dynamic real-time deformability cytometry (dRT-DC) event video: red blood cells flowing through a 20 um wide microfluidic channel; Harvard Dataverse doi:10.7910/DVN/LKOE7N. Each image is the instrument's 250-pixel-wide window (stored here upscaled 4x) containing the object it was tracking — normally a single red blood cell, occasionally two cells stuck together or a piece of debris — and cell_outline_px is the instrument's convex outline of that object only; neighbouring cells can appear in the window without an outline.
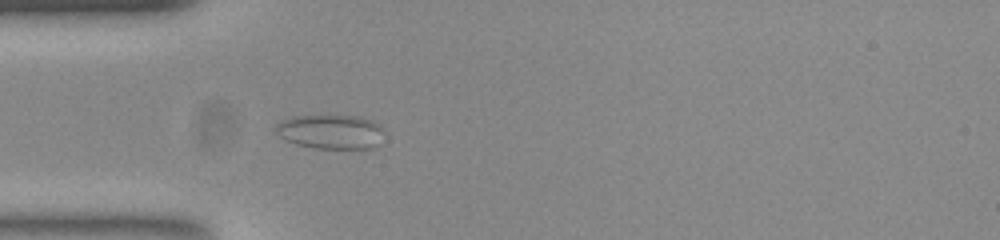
{"species": "common noctule bat (a hibernating species)", "species_latin": "Nyctalus noctula", "temperature_condition": "room temperature", "stored_images_in_passage": 43, "segment_of_instrument_passage": [1, 2], "camera_frame_rate_fps": 3000, "um_per_image_px": 0.085, "animal": {"sex": "female", "body_mass_g": 23.0, "forearm_length_mm": 53.4}, "frame": {"image": 1, "passage_image": 6, "time_ms": 1.667, "image_size_px": [1000, 240], "cell_outline_px": [[384, 132], [380, 144], [372, 148], [316, 148], [296, 144], [280, 136], [276, 132], [276, 124], [292, 116], [360, 116], [372, 120], [380, 124], [384, 128]], "centroid_in_image_um": [28.18, 11.19], "position_along_channel_um": 56.8, "area_um2": 21.68}}
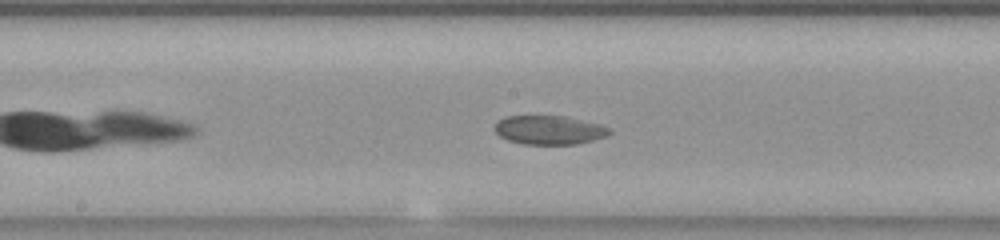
{"frame": {"image": 2, "passage_image": 15, "time_ms": 4.667, "image_size_px": [1000, 240], "cell_outline_px": [[612, 132], [608, 136], [576, 144], [524, 144], [508, 140], [500, 136], [492, 128], [496, 120], [504, 116], [564, 116], [600, 124], [612, 128]], "centroid_in_image_um": [46.66, 11.04], "position_along_channel_um": 201.5, "area_um2": 19.54}}
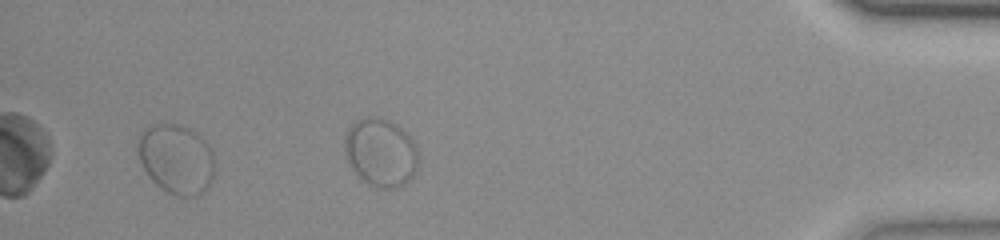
{"frame": {"image": 3, "passage_image": 40, "time_ms": 13.0, "image_size_px": [1000, 240], "cell_outline_px": [[212, 176], [208, 188], [204, 192], [196, 196], [180, 196], [168, 192], [156, 184], [152, 180], [144, 168], [140, 160], [136, 144], [140, 132], [144, 128], [152, 124], [176, 124], [188, 128], [196, 132], [208, 144], [212, 152]], "centroid_in_image_um": [14.95, 13.49], "position_along_channel_um": 420.2, "area_um2": 30.98}}